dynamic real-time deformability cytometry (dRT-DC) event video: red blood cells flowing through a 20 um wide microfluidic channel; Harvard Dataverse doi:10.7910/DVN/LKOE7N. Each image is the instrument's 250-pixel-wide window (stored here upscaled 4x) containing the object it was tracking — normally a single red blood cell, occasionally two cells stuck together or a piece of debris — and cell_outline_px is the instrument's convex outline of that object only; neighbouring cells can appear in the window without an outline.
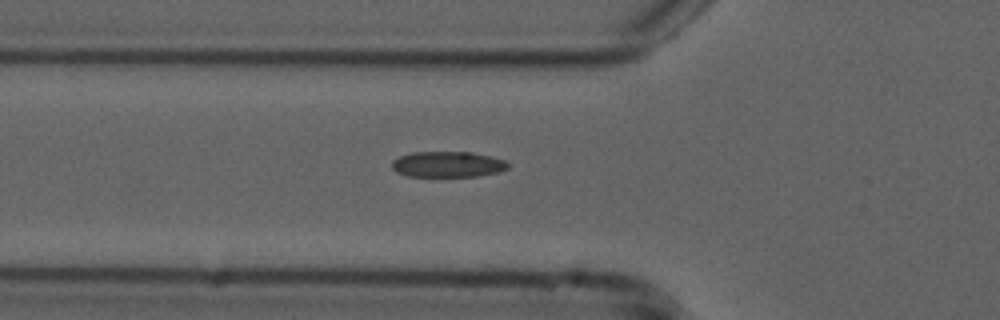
{"species": "common noctule bat (a hibernating species)", "species_latin": "Nyctalus noctula", "temperature_condition": "cold", "stored_images_in_passage": 40, "camera_frame_rate_fps": 3000, "um_per_image_px": 0.085, "animal": {"sex": "male", "forearm_length_mm": 52.5}, "frame": {"image": 1, "passage_image": 7, "time_ms": 2.0, "image_size_px": [1000, 320], "cell_outline_px": [[508, 168], [496, 172], [476, 176], [408, 176], [396, 172], [392, 168], [392, 160], [400, 156], [412, 152], [472, 152], [492, 156], [504, 160], [508, 164]], "centroid_in_image_um": [38.03, 13.96], "position_along_channel_um": 87.8, "area_um2": 17.34}}
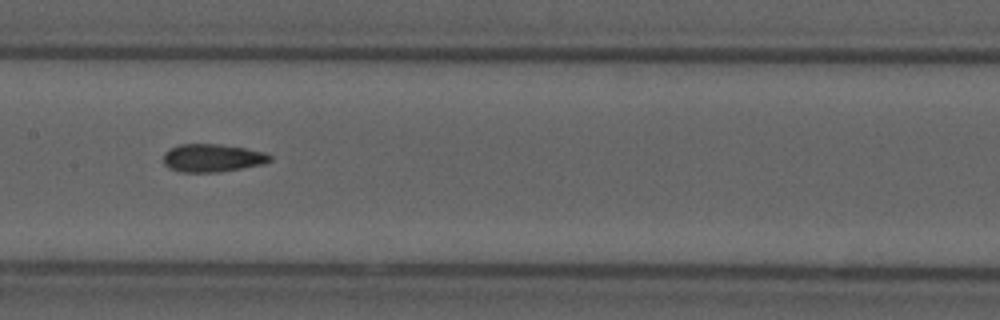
{"frame": {"image": 2, "passage_image": 15, "time_ms": 4.667, "image_size_px": [1000, 320], "cell_outline_px": [[272, 160], [264, 164], [220, 172], [180, 172], [168, 168], [164, 164], [164, 152], [168, 148], [180, 144], [220, 144], [244, 148], [264, 152], [272, 156]], "centroid_in_image_um": [18.03, 13.43], "position_along_channel_um": 189.4, "area_um2": 17.51}}
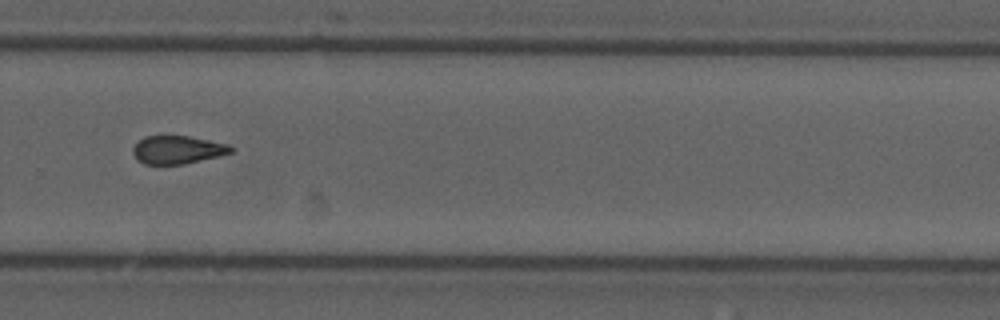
{"frame": {"image": 3, "passage_image": 25, "time_ms": 8.0, "image_size_px": [1000, 320], "cell_outline_px": [[236, 148], [232, 152], [184, 164], [144, 164], [136, 160], [132, 152], [132, 148], [144, 136], [188, 136], [228, 144]], "centroid_in_image_um": [15.06, 12.73], "position_along_channel_um": 314.7, "area_um2": 15.95}, "authors_computed_cell_mechanics": {"area_um2": 16.8776, "velocity_mm_per_s": 3.7769, "shape_relaxation_time_tau1_ms": null, "shape_relaxation_time_tau2_ms": 3.8548, "deformation_change_tau1": null, "deformation_change_tau2": 0.1312}}